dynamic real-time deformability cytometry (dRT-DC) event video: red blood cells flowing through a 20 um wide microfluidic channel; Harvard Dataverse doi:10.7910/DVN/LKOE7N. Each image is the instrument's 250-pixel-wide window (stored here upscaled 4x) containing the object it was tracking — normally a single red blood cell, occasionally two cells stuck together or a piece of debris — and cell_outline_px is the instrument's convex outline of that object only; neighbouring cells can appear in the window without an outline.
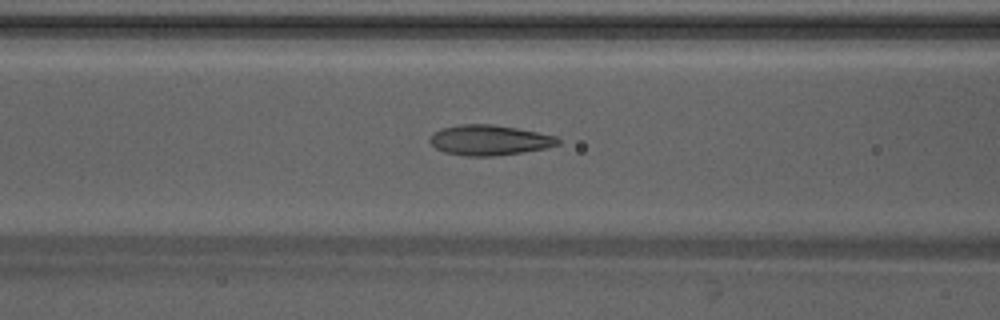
{"species": "Egyptian fruit bat (a non-hibernating species)", "species_latin": "Rousettus aegyptiacus", "temperature_condition": "warm", "stored_images_in_passage": 49, "camera_frame_rate_fps": 3000, "um_per_image_px": 0.085, "animal": {"sex": "male"}, "frame": {"image": 1, "passage_image": 20, "time_ms": 6.333, "image_size_px": [1000, 320], "cell_outline_px": [[560, 144], [544, 148], [520, 152], [492, 156], [468, 156], [444, 152], [436, 148], [428, 140], [440, 128], [460, 124], [492, 124], [516, 128], [556, 136], [560, 140]], "centroid_in_image_um": [41.58, 11.9], "position_along_channel_um": 125.0, "area_um2": 22.31}}
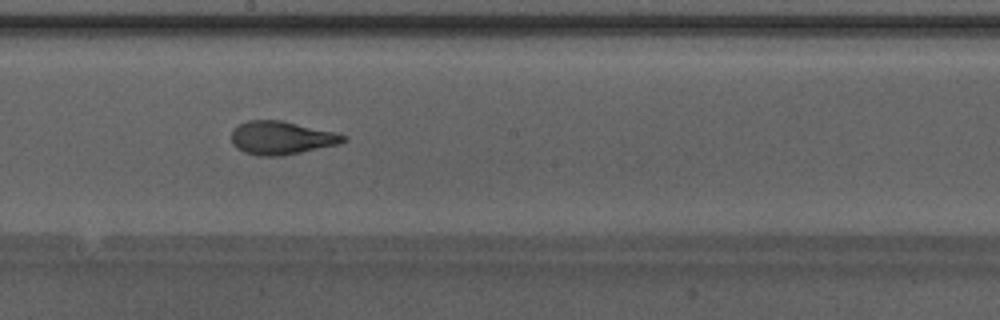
{"frame": {"image": 2, "passage_image": 27, "time_ms": 8.667, "image_size_px": [1000, 320], "cell_outline_px": [[348, 140], [340, 144], [284, 156], [256, 156], [244, 152], [236, 148], [232, 144], [232, 132], [240, 124], [248, 120], [280, 120], [332, 132], [348, 136]], "centroid_in_image_um": [23.92, 11.74], "position_along_channel_um": 224.3, "area_um2": 21.68}}
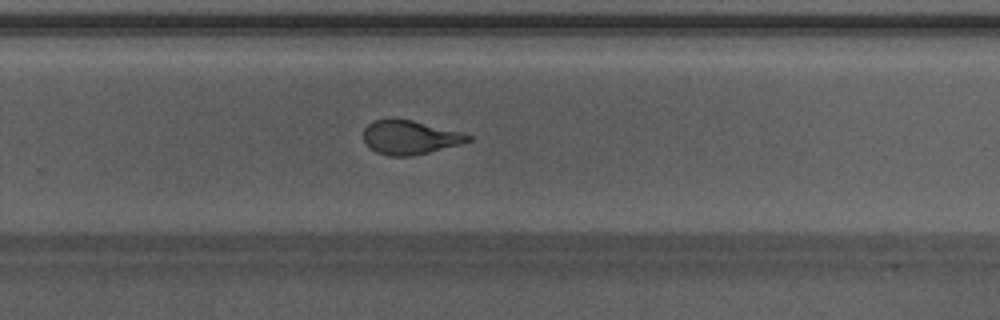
{"frame": {"image": 3, "passage_image": 32, "time_ms": 10.333, "image_size_px": [1000, 320], "cell_outline_px": [[472, 140], [460, 144], [412, 156], [392, 156], [376, 152], [364, 140], [364, 128], [372, 120], [412, 120], [460, 132], [472, 136]], "centroid_in_image_um": [34.85, 11.68], "position_along_channel_um": 295.0, "area_um2": 20.17}, "authors_computed_cell_mechanics": {"area_um2": 22.1374, "velocity_mm_per_s": 4.2577, "shape_relaxation_time_tau1_ms": 4.3594, "shape_relaxation_time_tau2_ms": 1.0461, "deformation_change_tau1": 0.1767, "deformation_change_tau2": 0.0797}}